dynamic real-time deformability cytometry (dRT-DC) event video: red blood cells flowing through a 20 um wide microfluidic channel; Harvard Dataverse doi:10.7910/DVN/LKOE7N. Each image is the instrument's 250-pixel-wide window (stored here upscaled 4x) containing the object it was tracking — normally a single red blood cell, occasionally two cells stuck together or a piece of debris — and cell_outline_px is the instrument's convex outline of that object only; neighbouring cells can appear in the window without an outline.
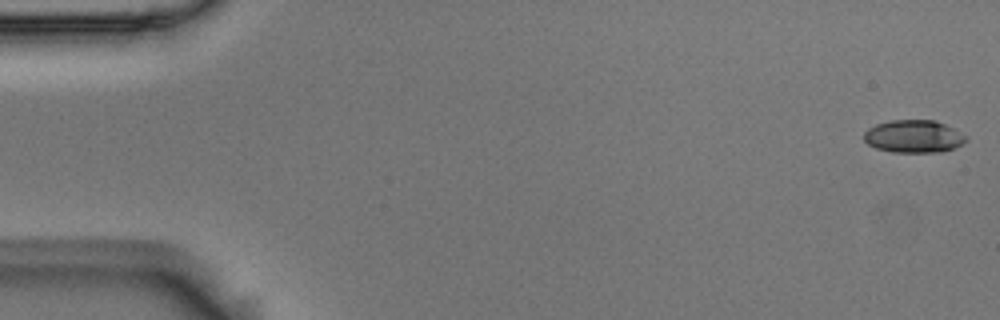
{"species": "Egyptian fruit bat (a non-hibernating species)", "species_latin": "Rousettus aegyptiacus", "temperature_condition": "room temperature", "stored_images_in_passage": 55, "camera_frame_rate_fps": 3000, "um_per_image_px": 0.085, "animal": {"sex": "male"}, "frame": {"image": 1, "passage_image": 1, "time_ms": 0.0, "image_size_px": [1000, 320], "cell_outline_px": [[968, 140], [964, 144], [944, 152], [892, 152], [876, 148], [868, 144], [864, 140], [864, 132], [868, 128], [876, 124], [888, 120], [936, 120], [968, 136]], "centroid_in_image_um": [77.68, 11.59], "position_along_channel_um": 7.3, "area_um2": 19.65}}
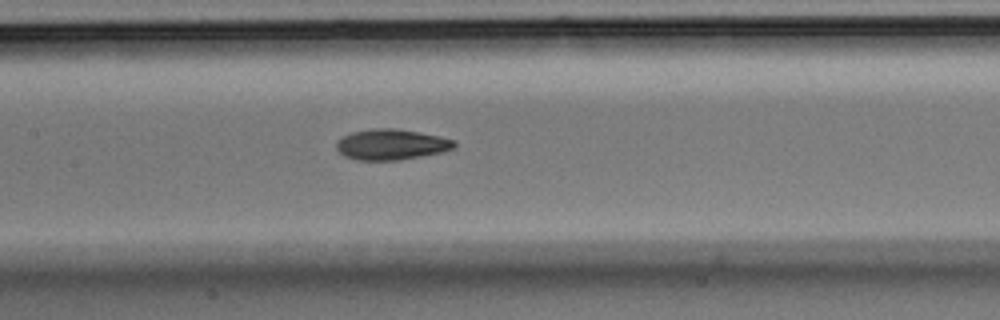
{"frame": {"image": 2, "passage_image": 26, "time_ms": 8.333, "image_size_px": [1000, 320], "cell_outline_px": [[456, 144], [452, 148], [440, 152], [400, 160], [356, 160], [344, 156], [336, 148], [336, 140], [352, 132], [372, 128], [396, 128], [420, 132], [440, 136], [456, 140]], "centroid_in_image_um": [33.24, 12.27], "position_along_channel_um": 174.2, "area_um2": 21.1}}
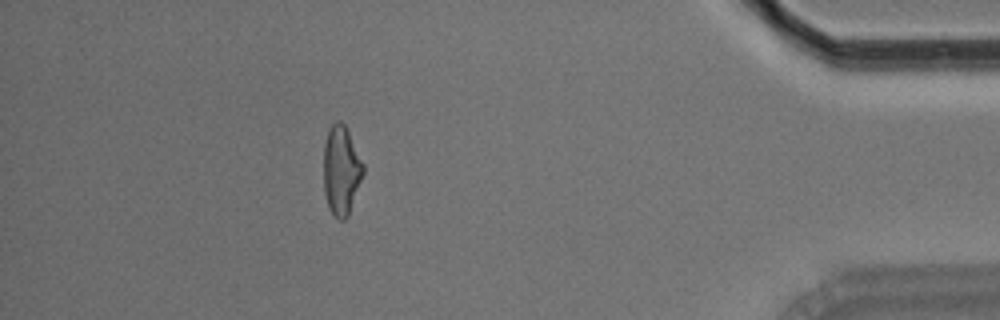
{"frame": {"image": 3, "passage_image": 49, "time_ms": 16.0, "image_size_px": [1000, 320], "cell_outline_px": [[364, 172], [348, 216], [344, 220], [340, 220], [328, 208], [324, 192], [324, 144], [328, 128], [336, 120], [340, 120], [344, 124], [364, 164]], "centroid_in_image_um": [29.0, 14.46], "position_along_channel_um": 406.2, "area_um2": 20.52}, "authors_computed_cell_mechanics": {"area_um2": 20.5768, "velocity_mm_per_s": 3.6678, "shape_relaxation_time_tau1_ms": 7.1058, "shape_relaxation_time_tau2_ms": 3.0855, "deformation_change_tau1": 0.1827, "deformation_change_tau2": 0.1042}}